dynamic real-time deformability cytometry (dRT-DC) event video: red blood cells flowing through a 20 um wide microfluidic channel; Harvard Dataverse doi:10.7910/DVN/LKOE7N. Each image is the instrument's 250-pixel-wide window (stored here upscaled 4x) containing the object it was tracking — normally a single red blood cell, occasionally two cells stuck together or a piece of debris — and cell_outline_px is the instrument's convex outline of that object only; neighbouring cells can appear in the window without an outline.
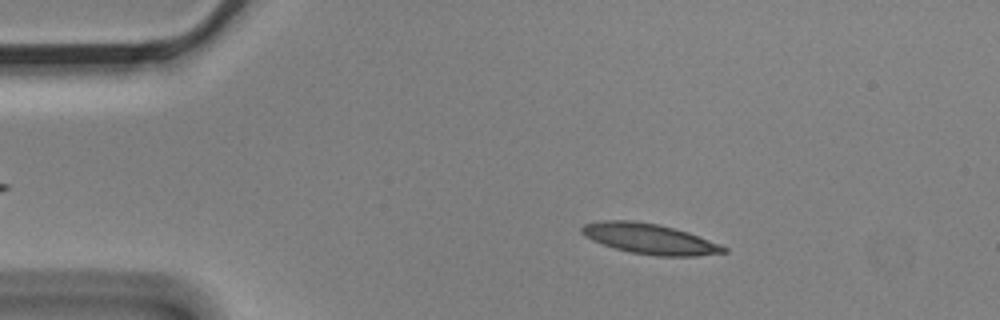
{"species": "Egyptian fruit bat (a non-hibernating species)", "species_latin": "Rousettus aegyptiacus", "temperature_condition": "cold", "stored_images_in_passage": 6, "camera_frame_rate_fps": 3000, "um_per_image_px": 0.085, "animal": {"sex": "male"}, "frame": {"image": 1, "passage_image": 2, "time_ms": 0.333, "image_size_px": [1000, 320], "cell_outline_px": [[728, 252], [696, 256], [656, 256], [632, 252], [616, 248], [592, 240], [584, 236], [580, 232], [580, 228], [584, 224], [604, 220], [632, 220], [656, 224], [688, 232], [720, 244], [728, 248]], "centroid_in_image_um": [55.22, 20.3], "position_along_channel_um": 29.8, "area_um2": 24.91}}
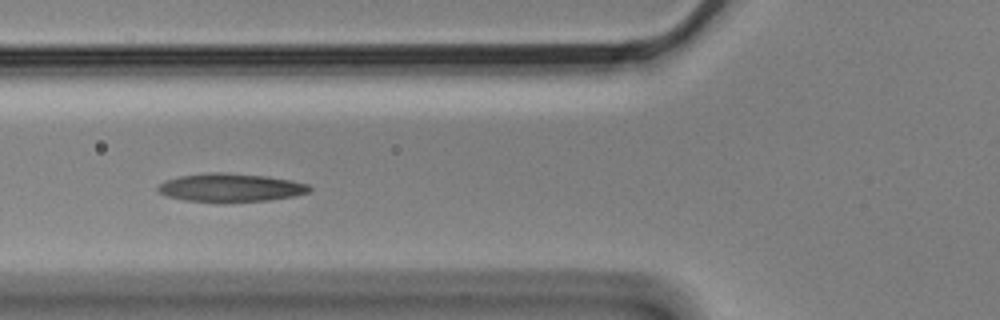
{"frame": {"image": 2, "passage_image": 5, "time_ms": 1.333, "image_size_px": [1000, 320], "cell_outline_px": [[312, 188], [308, 192], [292, 196], [268, 200], [184, 200], [168, 196], [160, 192], [156, 188], [164, 180], [180, 176], [212, 172], [224, 172], [268, 176], [292, 180], [308, 184]], "centroid_in_image_um": [19.61, 15.91], "position_along_channel_um": 106.2, "area_um2": 24.28}}
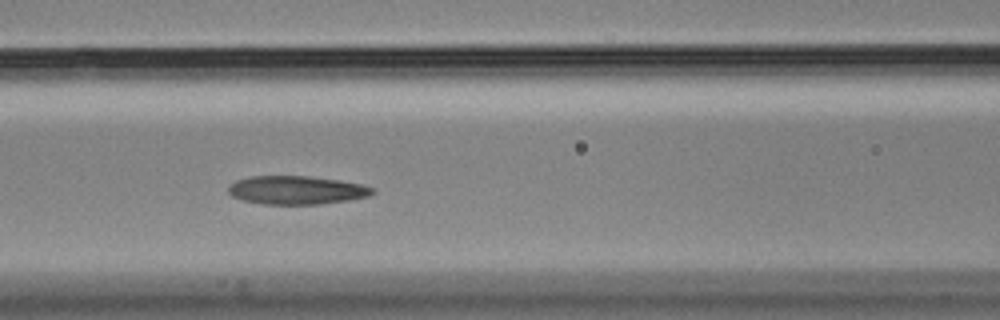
{"frame": {"image": 3, "passage_image": 6, "time_ms": 1.667, "image_size_px": [1000, 320], "cell_outline_px": [[376, 192], [368, 196], [348, 200], [320, 204], [260, 204], [244, 200], [232, 196], [228, 192], [228, 188], [236, 180], [252, 176], [308, 176], [340, 180], [360, 184], [376, 188]], "centroid_in_image_um": [25.23, 16.16], "position_along_channel_um": 141.4, "area_um2": 23.87}}